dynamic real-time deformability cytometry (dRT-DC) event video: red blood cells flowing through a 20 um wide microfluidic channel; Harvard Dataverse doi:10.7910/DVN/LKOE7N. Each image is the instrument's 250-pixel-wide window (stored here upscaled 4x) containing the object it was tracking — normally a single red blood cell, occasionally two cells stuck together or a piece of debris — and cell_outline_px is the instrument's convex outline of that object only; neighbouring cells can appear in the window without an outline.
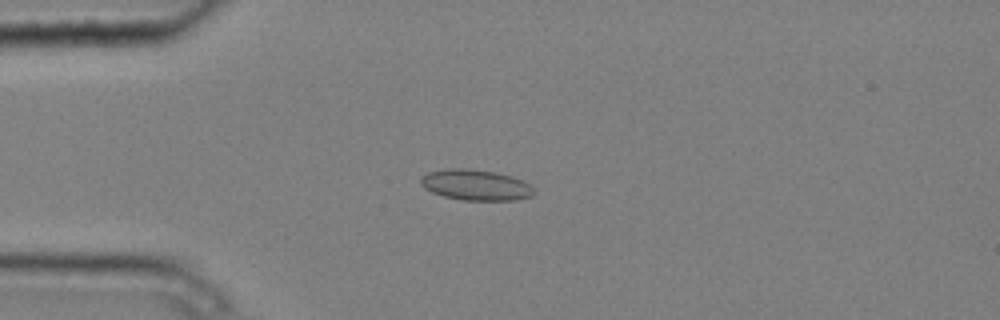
{"species": "common noctule bat (a hibernating species)", "species_latin": "Nyctalus noctula", "temperature_condition": "cold", "stored_images_in_passage": 5, "camera_frame_rate_fps": 3000, "um_per_image_px": 0.085, "animal": {"sex": "male", "body_mass_g": 20.4}, "frame": {"image": 1, "passage_image": 4, "time_ms": 1.0, "image_size_px": [1000, 320], "cell_outline_px": [[536, 192], [532, 196], [516, 200], [460, 200], [444, 196], [432, 192], [424, 188], [420, 184], [420, 176], [428, 172], [448, 168], [468, 168], [496, 172], [512, 176], [524, 180]], "centroid_in_image_um": [40.43, 15.71], "position_along_channel_um": 44.6, "area_um2": 20.52}}
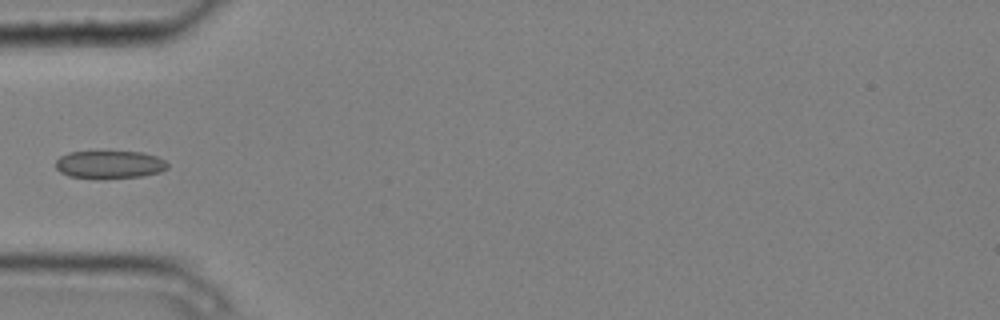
{"frame": {"image": 2, "passage_image": 5, "time_ms": 1.333, "image_size_px": [1000, 320], "cell_outline_px": [[168, 168], [160, 172], [140, 176], [100, 180], [96, 180], [68, 176], [60, 172], [56, 168], [56, 160], [60, 156], [68, 152], [140, 152], [156, 156], [164, 160], [168, 164]], "centroid_in_image_um": [9.28, 14.01], "position_along_channel_um": 75.7, "area_um2": 18.44}}